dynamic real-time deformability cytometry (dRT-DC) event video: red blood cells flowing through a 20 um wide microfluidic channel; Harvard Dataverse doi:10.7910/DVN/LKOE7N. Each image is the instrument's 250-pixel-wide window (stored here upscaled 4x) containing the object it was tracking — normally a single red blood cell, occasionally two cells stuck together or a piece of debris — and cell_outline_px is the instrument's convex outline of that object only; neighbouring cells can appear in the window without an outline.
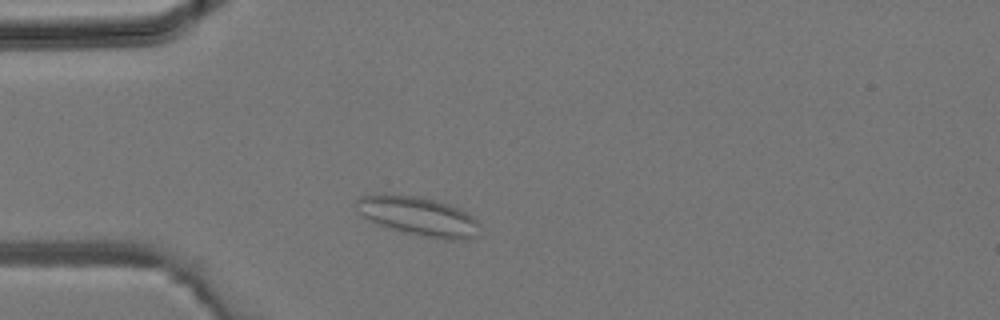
{"species": "common noctule bat (a hibernating species)", "species_latin": "Nyctalus noctula", "temperature_condition": "room temperature", "stored_images_in_passage": 1, "camera_frame_rate_fps": 3000, "um_per_image_px": 0.085, "animal": {"sex": "male", "body_mass_g": 19.2, "forearm_length_mm": 51.8}, "frame": {"image": 1, "passage_image": 1, "time_ms": 0.0, "image_size_px": [1000, 320], "cell_outline_px": [[480, 236], [464, 240], [444, 240], [420, 236], [404, 232], [376, 224], [360, 216], [356, 212], [356, 200], [360, 196], [384, 192], [416, 196], [448, 204], [460, 208], [472, 216], [480, 224]], "centroid_in_image_um": [35.54, 18.38], "position_along_channel_um": 49.5, "area_um2": 28.84}}